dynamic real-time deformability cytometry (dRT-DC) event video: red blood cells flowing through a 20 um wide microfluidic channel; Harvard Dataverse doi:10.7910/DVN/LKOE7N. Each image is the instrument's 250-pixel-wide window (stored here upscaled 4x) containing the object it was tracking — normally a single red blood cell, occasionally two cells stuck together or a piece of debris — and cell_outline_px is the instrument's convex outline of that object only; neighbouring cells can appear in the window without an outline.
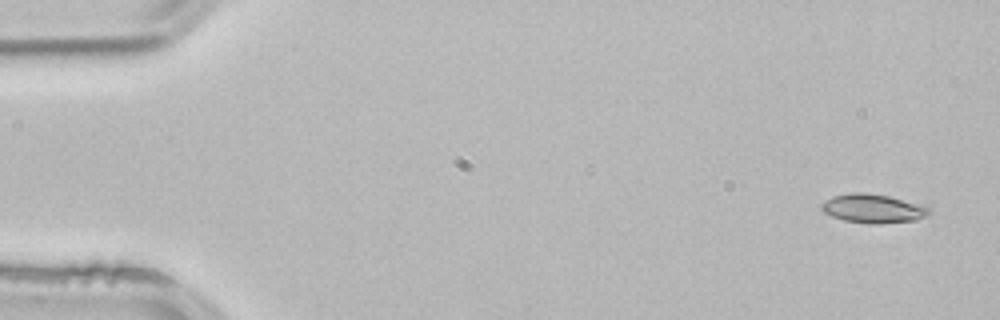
{"species": "common noctule bat (a hibernating species)", "species_latin": "Nyctalus noctula", "temperature_condition": "room temperature", "stored_images_in_passage": 4, "camera_frame_rate_fps": 3000, "um_per_image_px": 0.085, "animal": {"sex": "male", "body_mass_g": 21.5, "forearm_length_mm": 52.0}, "frame": {"image": 1, "passage_image": 1, "time_ms": 0.0, "image_size_px": [1000, 320], "cell_outline_px": [[932, 212], [928, 216], [916, 220], [880, 224], [868, 224], [844, 220], [832, 216], [824, 212], [820, 208], [820, 204], [824, 200], [832, 196], [852, 192], [864, 192], [888, 196], [932, 208]], "centroid_in_image_um": [74.2, 17.73], "position_along_channel_um": 10.8, "area_um2": 18.26}}
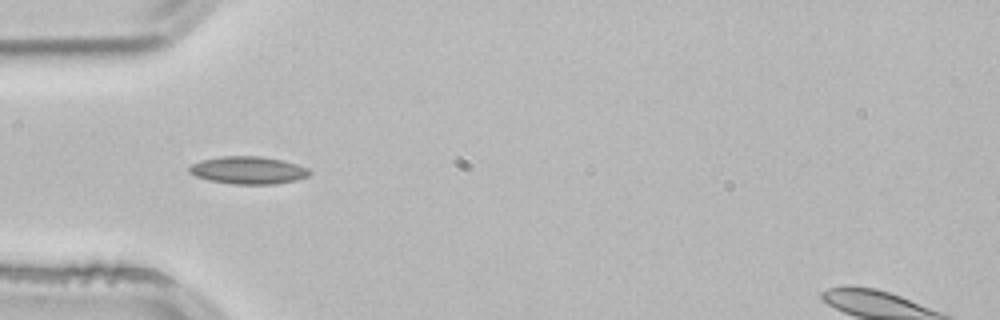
{"frame": {"image": 2, "passage_image": 4, "time_ms": 1.0, "image_size_px": [1000, 320], "cell_outline_px": [[312, 172], [308, 176], [296, 180], [272, 184], [232, 184], [208, 180], [196, 176], [188, 172], [188, 168], [192, 164], [204, 160], [220, 156], [260, 156], [284, 160], [308, 168]], "centroid_in_image_um": [21.11, 14.47], "position_along_channel_um": 63.9, "area_um2": 19.31}}